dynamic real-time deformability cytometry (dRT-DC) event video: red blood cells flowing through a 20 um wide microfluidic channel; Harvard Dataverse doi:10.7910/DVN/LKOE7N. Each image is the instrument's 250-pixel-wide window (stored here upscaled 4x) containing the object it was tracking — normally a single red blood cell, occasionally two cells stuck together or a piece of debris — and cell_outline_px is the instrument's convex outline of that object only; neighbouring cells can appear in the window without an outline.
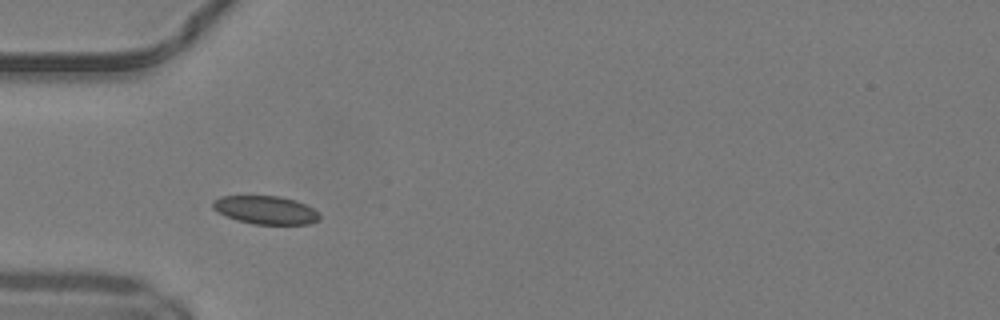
{"species": "common noctule bat (a hibernating species)", "species_latin": "Nyctalus noctula", "temperature_condition": "warm", "stored_images_in_passage": 35, "camera_frame_rate_fps": 3000, "um_per_image_px": 0.085, "animal": {"sex": "male", "body_mass_g": 19.2, "forearm_length_mm": 51.8}, "frame": {"image": 1, "passage_image": 1, "time_ms": 0.0, "image_size_px": [1000, 320], "cell_outline_px": [[320, 220], [308, 224], [252, 224], [236, 220], [212, 208], [212, 200], [220, 196], [280, 196], [296, 200], [312, 208], [320, 216]], "centroid_in_image_um": [22.57, 17.85], "position_along_channel_um": 62.4, "area_um2": 17.51}}
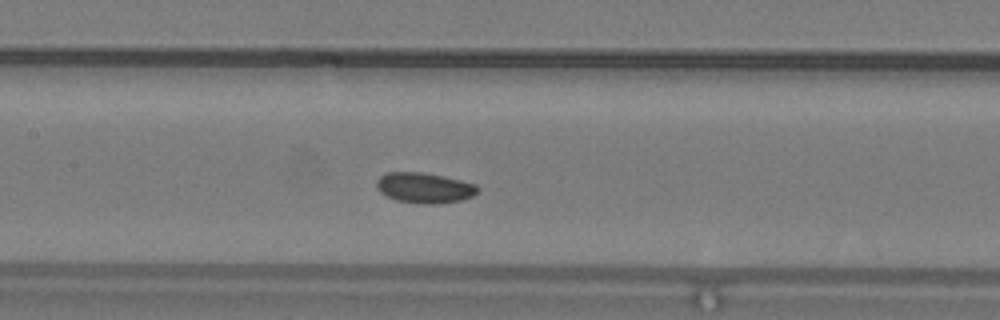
{"frame": {"image": 2, "passage_image": 9, "time_ms": 2.667, "image_size_px": [1000, 320], "cell_outline_px": [[480, 188], [472, 196], [460, 200], [432, 204], [424, 204], [396, 200], [380, 192], [376, 188], [376, 180], [384, 172], [420, 172], [460, 180], [476, 184]], "centroid_in_image_um": [36.03, 15.96], "position_along_channel_um": 171.4, "area_um2": 17.74}}
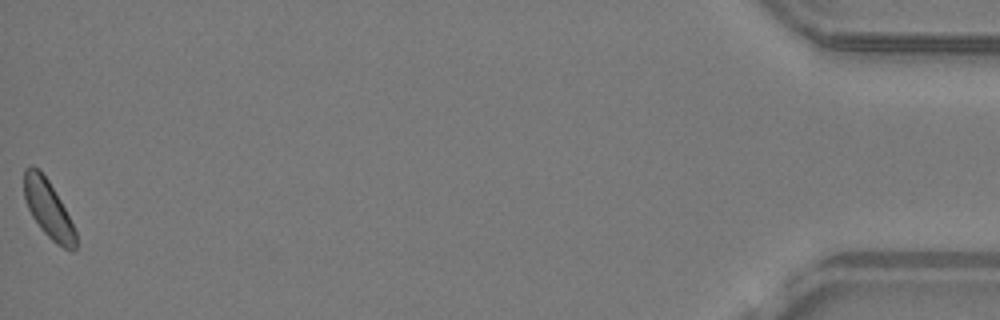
{"frame": {"image": 3, "passage_image": 35, "time_ms": 11.333, "image_size_px": [1000, 320], "cell_outline_px": [[76, 248], [72, 252], [56, 244], [40, 228], [32, 216], [28, 208], [24, 196], [24, 168], [32, 164], [48, 180], [60, 200], [76, 232]], "centroid_in_image_um": [4.09, 17.78], "position_along_channel_um": 431.1, "area_um2": 17.05}, "authors_computed_cell_mechanics": {"area_um2": 17.6868, "velocity_mm_per_s": 4.1485, "shape_relaxation_time_tau1_ms": null, "shape_relaxation_time_tau2_ms": 6.608, "deformation_change_tau1": null, "deformation_change_tau2": 0.1133}}